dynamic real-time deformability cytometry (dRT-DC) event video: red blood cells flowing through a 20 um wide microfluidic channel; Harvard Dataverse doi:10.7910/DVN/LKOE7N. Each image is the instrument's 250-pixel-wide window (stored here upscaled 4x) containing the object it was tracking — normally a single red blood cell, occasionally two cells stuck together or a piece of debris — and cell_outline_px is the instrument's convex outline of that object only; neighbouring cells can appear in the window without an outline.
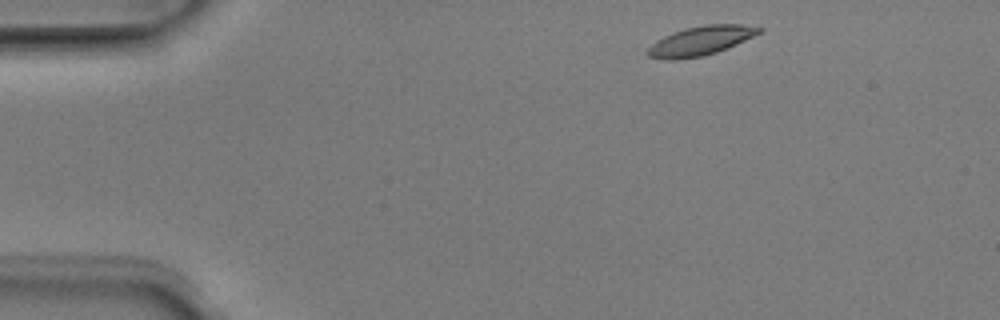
{"species": "Egyptian fruit bat (a non-hibernating species)", "species_latin": "Rousettus aegyptiacus", "temperature_condition": "room temperature", "stored_images_in_passage": 45, "camera_frame_rate_fps": 3000, "um_per_image_px": 0.085, "animal": {"sex": "male"}, "frame": {"image": 1, "passage_image": 2, "time_ms": 0.333, "image_size_px": [1000, 320], "cell_outline_px": [[764, 28], [760, 32], [736, 44], [716, 52], [704, 56], [676, 60], [664, 60], [648, 56], [644, 52], [656, 40], [672, 32], [684, 28], [704, 24], [744, 24]], "centroid_in_image_um": [59.5, 3.47], "position_along_channel_um": 25.5, "area_um2": 19.07}}
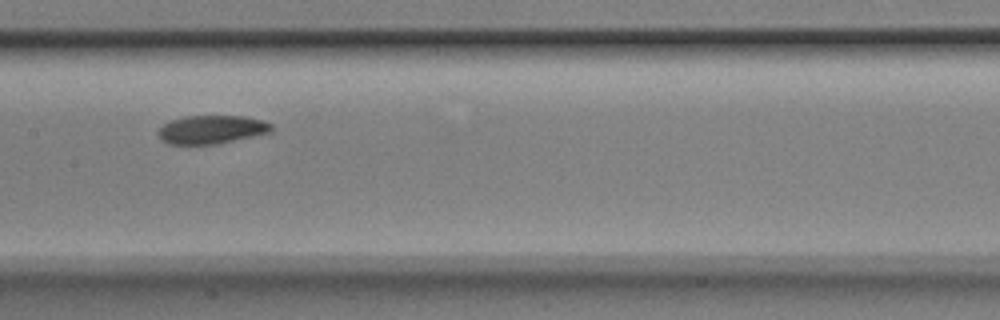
{"frame": {"image": 2, "passage_image": 20, "time_ms": 6.333, "image_size_px": [1000, 320], "cell_outline_px": [[272, 132], [216, 144], [168, 144], [160, 140], [156, 132], [164, 124], [172, 120], [184, 116], [244, 116], [260, 120], [272, 124]], "centroid_in_image_um": [17.95, 11.01], "position_along_channel_um": 189.4, "area_um2": 18.73}}
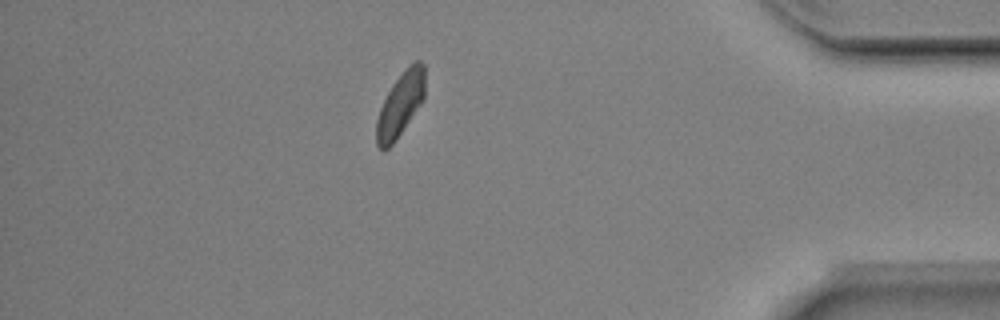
{"frame": {"image": 3, "passage_image": 39, "time_ms": 12.667, "image_size_px": [1000, 320], "cell_outline_px": [[424, 96], [420, 104], [396, 140], [384, 152], [376, 144], [376, 120], [380, 108], [392, 84], [404, 68], [412, 60], [420, 60], [424, 64]], "centroid_in_image_um": [34.02, 8.85], "position_along_channel_um": 401.2, "area_um2": 18.09}, "authors_computed_cell_mechanics": {"area_um2": 18.785, "velocity_mm_per_s": 3.9574, "shape_relaxation_time_tau1_ms": 2.3278, "shape_relaxation_time_tau2_ms": 10.7662, "deformation_change_tau1": 0.1191, "deformation_change_tau2": 0.1523}}